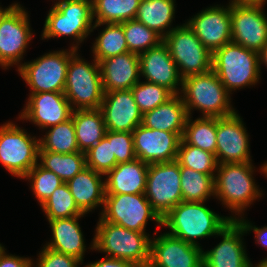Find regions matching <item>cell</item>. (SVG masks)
I'll return each instance as SVG.
<instances>
[{
  "mask_svg": "<svg viewBox=\"0 0 267 267\" xmlns=\"http://www.w3.org/2000/svg\"><path fill=\"white\" fill-rule=\"evenodd\" d=\"M204 202L182 201L163 218L162 225L168 227L169 234L195 246L197 238L219 235L233 217H220L205 207Z\"/></svg>",
  "mask_w": 267,
  "mask_h": 267,
  "instance_id": "obj_1",
  "label": "cell"
},
{
  "mask_svg": "<svg viewBox=\"0 0 267 267\" xmlns=\"http://www.w3.org/2000/svg\"><path fill=\"white\" fill-rule=\"evenodd\" d=\"M92 248L107 253V257L126 260L136 267H148L151 239L143 232L124 228L100 217Z\"/></svg>",
  "mask_w": 267,
  "mask_h": 267,
  "instance_id": "obj_2",
  "label": "cell"
},
{
  "mask_svg": "<svg viewBox=\"0 0 267 267\" xmlns=\"http://www.w3.org/2000/svg\"><path fill=\"white\" fill-rule=\"evenodd\" d=\"M260 68L259 53L241 45L231 42L213 52L212 71L230 93L258 82Z\"/></svg>",
  "mask_w": 267,
  "mask_h": 267,
  "instance_id": "obj_3",
  "label": "cell"
},
{
  "mask_svg": "<svg viewBox=\"0 0 267 267\" xmlns=\"http://www.w3.org/2000/svg\"><path fill=\"white\" fill-rule=\"evenodd\" d=\"M181 92L189 116L193 107L205 117H227L235 113L230 105V93L212 70L183 78Z\"/></svg>",
  "mask_w": 267,
  "mask_h": 267,
  "instance_id": "obj_4",
  "label": "cell"
},
{
  "mask_svg": "<svg viewBox=\"0 0 267 267\" xmlns=\"http://www.w3.org/2000/svg\"><path fill=\"white\" fill-rule=\"evenodd\" d=\"M251 162L218 164L217 175L214 178L215 195L220 198L227 208L239 214L261 192L253 181Z\"/></svg>",
  "mask_w": 267,
  "mask_h": 267,
  "instance_id": "obj_5",
  "label": "cell"
},
{
  "mask_svg": "<svg viewBox=\"0 0 267 267\" xmlns=\"http://www.w3.org/2000/svg\"><path fill=\"white\" fill-rule=\"evenodd\" d=\"M99 63L89 64L77 56L76 51L70 56L67 68L64 94L70 104L78 109H98L104 98Z\"/></svg>",
  "mask_w": 267,
  "mask_h": 267,
  "instance_id": "obj_6",
  "label": "cell"
},
{
  "mask_svg": "<svg viewBox=\"0 0 267 267\" xmlns=\"http://www.w3.org/2000/svg\"><path fill=\"white\" fill-rule=\"evenodd\" d=\"M163 42L182 78L205 74L212 70L213 53L207 49L186 24L165 31ZM180 67V68H179Z\"/></svg>",
  "mask_w": 267,
  "mask_h": 267,
  "instance_id": "obj_7",
  "label": "cell"
},
{
  "mask_svg": "<svg viewBox=\"0 0 267 267\" xmlns=\"http://www.w3.org/2000/svg\"><path fill=\"white\" fill-rule=\"evenodd\" d=\"M93 19L92 0H59L48 13L42 39L66 35L81 43L93 30Z\"/></svg>",
  "mask_w": 267,
  "mask_h": 267,
  "instance_id": "obj_8",
  "label": "cell"
},
{
  "mask_svg": "<svg viewBox=\"0 0 267 267\" xmlns=\"http://www.w3.org/2000/svg\"><path fill=\"white\" fill-rule=\"evenodd\" d=\"M77 46L70 51H56L20 65L18 71L31 88L32 93L62 92L64 93L67 68L70 56L77 51Z\"/></svg>",
  "mask_w": 267,
  "mask_h": 267,
  "instance_id": "obj_9",
  "label": "cell"
},
{
  "mask_svg": "<svg viewBox=\"0 0 267 267\" xmlns=\"http://www.w3.org/2000/svg\"><path fill=\"white\" fill-rule=\"evenodd\" d=\"M180 177L177 160L148 166L145 196L161 218L182 202Z\"/></svg>",
  "mask_w": 267,
  "mask_h": 267,
  "instance_id": "obj_10",
  "label": "cell"
},
{
  "mask_svg": "<svg viewBox=\"0 0 267 267\" xmlns=\"http://www.w3.org/2000/svg\"><path fill=\"white\" fill-rule=\"evenodd\" d=\"M39 140L13 123L0 128V162L14 176L23 178L39 161Z\"/></svg>",
  "mask_w": 267,
  "mask_h": 267,
  "instance_id": "obj_11",
  "label": "cell"
},
{
  "mask_svg": "<svg viewBox=\"0 0 267 267\" xmlns=\"http://www.w3.org/2000/svg\"><path fill=\"white\" fill-rule=\"evenodd\" d=\"M103 207L101 218L104 221L130 230L145 233L148 219L162 225V218L152 208L145 194L105 195Z\"/></svg>",
  "mask_w": 267,
  "mask_h": 267,
  "instance_id": "obj_12",
  "label": "cell"
},
{
  "mask_svg": "<svg viewBox=\"0 0 267 267\" xmlns=\"http://www.w3.org/2000/svg\"><path fill=\"white\" fill-rule=\"evenodd\" d=\"M265 3H231L232 43L259 53L267 43Z\"/></svg>",
  "mask_w": 267,
  "mask_h": 267,
  "instance_id": "obj_13",
  "label": "cell"
},
{
  "mask_svg": "<svg viewBox=\"0 0 267 267\" xmlns=\"http://www.w3.org/2000/svg\"><path fill=\"white\" fill-rule=\"evenodd\" d=\"M27 12L15 3L0 18V65L20 62L32 38Z\"/></svg>",
  "mask_w": 267,
  "mask_h": 267,
  "instance_id": "obj_14",
  "label": "cell"
},
{
  "mask_svg": "<svg viewBox=\"0 0 267 267\" xmlns=\"http://www.w3.org/2000/svg\"><path fill=\"white\" fill-rule=\"evenodd\" d=\"M247 130L235 112L216 117V159L218 164L251 162Z\"/></svg>",
  "mask_w": 267,
  "mask_h": 267,
  "instance_id": "obj_15",
  "label": "cell"
},
{
  "mask_svg": "<svg viewBox=\"0 0 267 267\" xmlns=\"http://www.w3.org/2000/svg\"><path fill=\"white\" fill-rule=\"evenodd\" d=\"M132 135L136 158L142 162L155 164L177 160L181 141L177 133L150 129L140 124Z\"/></svg>",
  "mask_w": 267,
  "mask_h": 267,
  "instance_id": "obj_16",
  "label": "cell"
},
{
  "mask_svg": "<svg viewBox=\"0 0 267 267\" xmlns=\"http://www.w3.org/2000/svg\"><path fill=\"white\" fill-rule=\"evenodd\" d=\"M203 250L169 233L151 240L148 267H203Z\"/></svg>",
  "mask_w": 267,
  "mask_h": 267,
  "instance_id": "obj_17",
  "label": "cell"
},
{
  "mask_svg": "<svg viewBox=\"0 0 267 267\" xmlns=\"http://www.w3.org/2000/svg\"><path fill=\"white\" fill-rule=\"evenodd\" d=\"M229 4L227 8L210 6L187 22L202 44L212 53L232 42L231 3Z\"/></svg>",
  "mask_w": 267,
  "mask_h": 267,
  "instance_id": "obj_18",
  "label": "cell"
},
{
  "mask_svg": "<svg viewBox=\"0 0 267 267\" xmlns=\"http://www.w3.org/2000/svg\"><path fill=\"white\" fill-rule=\"evenodd\" d=\"M75 109L62 92L32 93L19 118L44 129L70 119Z\"/></svg>",
  "mask_w": 267,
  "mask_h": 267,
  "instance_id": "obj_19",
  "label": "cell"
},
{
  "mask_svg": "<svg viewBox=\"0 0 267 267\" xmlns=\"http://www.w3.org/2000/svg\"><path fill=\"white\" fill-rule=\"evenodd\" d=\"M100 110L108 131L133 132L142 124L143 114L134 100L131 89L105 92Z\"/></svg>",
  "mask_w": 267,
  "mask_h": 267,
  "instance_id": "obj_20",
  "label": "cell"
},
{
  "mask_svg": "<svg viewBox=\"0 0 267 267\" xmlns=\"http://www.w3.org/2000/svg\"><path fill=\"white\" fill-rule=\"evenodd\" d=\"M245 229L232 220L219 233L223 240L212 250L202 252L203 267H253L241 240Z\"/></svg>",
  "mask_w": 267,
  "mask_h": 267,
  "instance_id": "obj_21",
  "label": "cell"
},
{
  "mask_svg": "<svg viewBox=\"0 0 267 267\" xmlns=\"http://www.w3.org/2000/svg\"><path fill=\"white\" fill-rule=\"evenodd\" d=\"M139 60L140 75L144 76L147 82L162 86L173 95L179 94L176 86L179 84L182 86L183 78L163 41L139 54Z\"/></svg>",
  "mask_w": 267,
  "mask_h": 267,
  "instance_id": "obj_22",
  "label": "cell"
},
{
  "mask_svg": "<svg viewBox=\"0 0 267 267\" xmlns=\"http://www.w3.org/2000/svg\"><path fill=\"white\" fill-rule=\"evenodd\" d=\"M104 92L129 90L139 82V55L133 52L116 55L99 62Z\"/></svg>",
  "mask_w": 267,
  "mask_h": 267,
  "instance_id": "obj_23",
  "label": "cell"
},
{
  "mask_svg": "<svg viewBox=\"0 0 267 267\" xmlns=\"http://www.w3.org/2000/svg\"><path fill=\"white\" fill-rule=\"evenodd\" d=\"M148 166L137 158L117 164L106 174L105 195L145 194Z\"/></svg>",
  "mask_w": 267,
  "mask_h": 267,
  "instance_id": "obj_24",
  "label": "cell"
},
{
  "mask_svg": "<svg viewBox=\"0 0 267 267\" xmlns=\"http://www.w3.org/2000/svg\"><path fill=\"white\" fill-rule=\"evenodd\" d=\"M188 112L179 94L142 116V125L156 130L177 133L181 138L188 118Z\"/></svg>",
  "mask_w": 267,
  "mask_h": 267,
  "instance_id": "obj_25",
  "label": "cell"
},
{
  "mask_svg": "<svg viewBox=\"0 0 267 267\" xmlns=\"http://www.w3.org/2000/svg\"><path fill=\"white\" fill-rule=\"evenodd\" d=\"M101 175L86 167L67 182L75 204L83 214L100 204L104 206L105 182Z\"/></svg>",
  "mask_w": 267,
  "mask_h": 267,
  "instance_id": "obj_26",
  "label": "cell"
},
{
  "mask_svg": "<svg viewBox=\"0 0 267 267\" xmlns=\"http://www.w3.org/2000/svg\"><path fill=\"white\" fill-rule=\"evenodd\" d=\"M80 217L75 216L48 220L53 239L45 247L83 261L82 258L86 246H84L83 235L77 222Z\"/></svg>",
  "mask_w": 267,
  "mask_h": 267,
  "instance_id": "obj_27",
  "label": "cell"
},
{
  "mask_svg": "<svg viewBox=\"0 0 267 267\" xmlns=\"http://www.w3.org/2000/svg\"><path fill=\"white\" fill-rule=\"evenodd\" d=\"M72 119L79 151L86 152L106 134V125L100 108L73 110Z\"/></svg>",
  "mask_w": 267,
  "mask_h": 267,
  "instance_id": "obj_28",
  "label": "cell"
},
{
  "mask_svg": "<svg viewBox=\"0 0 267 267\" xmlns=\"http://www.w3.org/2000/svg\"><path fill=\"white\" fill-rule=\"evenodd\" d=\"M175 0H141L135 19L165 37L164 29L171 25Z\"/></svg>",
  "mask_w": 267,
  "mask_h": 267,
  "instance_id": "obj_29",
  "label": "cell"
},
{
  "mask_svg": "<svg viewBox=\"0 0 267 267\" xmlns=\"http://www.w3.org/2000/svg\"><path fill=\"white\" fill-rule=\"evenodd\" d=\"M141 0H92L93 29L107 23L120 24L135 19Z\"/></svg>",
  "mask_w": 267,
  "mask_h": 267,
  "instance_id": "obj_30",
  "label": "cell"
},
{
  "mask_svg": "<svg viewBox=\"0 0 267 267\" xmlns=\"http://www.w3.org/2000/svg\"><path fill=\"white\" fill-rule=\"evenodd\" d=\"M38 158L41 160V167L54 172L64 183L86 168V156L81 151L69 154L38 151Z\"/></svg>",
  "mask_w": 267,
  "mask_h": 267,
  "instance_id": "obj_31",
  "label": "cell"
},
{
  "mask_svg": "<svg viewBox=\"0 0 267 267\" xmlns=\"http://www.w3.org/2000/svg\"><path fill=\"white\" fill-rule=\"evenodd\" d=\"M182 201L205 202L215 195V176L197 172L180 165Z\"/></svg>",
  "mask_w": 267,
  "mask_h": 267,
  "instance_id": "obj_32",
  "label": "cell"
},
{
  "mask_svg": "<svg viewBox=\"0 0 267 267\" xmlns=\"http://www.w3.org/2000/svg\"><path fill=\"white\" fill-rule=\"evenodd\" d=\"M190 118L188 116L182 139L189 145L216 154V117L203 116L194 121Z\"/></svg>",
  "mask_w": 267,
  "mask_h": 267,
  "instance_id": "obj_33",
  "label": "cell"
},
{
  "mask_svg": "<svg viewBox=\"0 0 267 267\" xmlns=\"http://www.w3.org/2000/svg\"><path fill=\"white\" fill-rule=\"evenodd\" d=\"M50 128L45 137L39 139V151L61 154L79 151L72 117Z\"/></svg>",
  "mask_w": 267,
  "mask_h": 267,
  "instance_id": "obj_34",
  "label": "cell"
},
{
  "mask_svg": "<svg viewBox=\"0 0 267 267\" xmlns=\"http://www.w3.org/2000/svg\"><path fill=\"white\" fill-rule=\"evenodd\" d=\"M93 46L94 59L101 60L129 52L121 24L107 23Z\"/></svg>",
  "mask_w": 267,
  "mask_h": 267,
  "instance_id": "obj_35",
  "label": "cell"
},
{
  "mask_svg": "<svg viewBox=\"0 0 267 267\" xmlns=\"http://www.w3.org/2000/svg\"><path fill=\"white\" fill-rule=\"evenodd\" d=\"M120 24L124 29L129 52L139 55L159 45L163 41V38L159 34L136 19H131Z\"/></svg>",
  "mask_w": 267,
  "mask_h": 267,
  "instance_id": "obj_36",
  "label": "cell"
},
{
  "mask_svg": "<svg viewBox=\"0 0 267 267\" xmlns=\"http://www.w3.org/2000/svg\"><path fill=\"white\" fill-rule=\"evenodd\" d=\"M177 161L183 167L210 176H215L213 172L218 167L215 154L189 145L182 138L178 147Z\"/></svg>",
  "mask_w": 267,
  "mask_h": 267,
  "instance_id": "obj_37",
  "label": "cell"
},
{
  "mask_svg": "<svg viewBox=\"0 0 267 267\" xmlns=\"http://www.w3.org/2000/svg\"><path fill=\"white\" fill-rule=\"evenodd\" d=\"M41 206L48 220L84 215L75 204L67 183L59 186Z\"/></svg>",
  "mask_w": 267,
  "mask_h": 267,
  "instance_id": "obj_38",
  "label": "cell"
},
{
  "mask_svg": "<svg viewBox=\"0 0 267 267\" xmlns=\"http://www.w3.org/2000/svg\"><path fill=\"white\" fill-rule=\"evenodd\" d=\"M86 167L106 175L116 166V156L112 154V131H106L105 136L85 152Z\"/></svg>",
  "mask_w": 267,
  "mask_h": 267,
  "instance_id": "obj_39",
  "label": "cell"
},
{
  "mask_svg": "<svg viewBox=\"0 0 267 267\" xmlns=\"http://www.w3.org/2000/svg\"><path fill=\"white\" fill-rule=\"evenodd\" d=\"M131 92L142 114L153 110L173 96L168 89L147 81L136 83Z\"/></svg>",
  "mask_w": 267,
  "mask_h": 267,
  "instance_id": "obj_40",
  "label": "cell"
},
{
  "mask_svg": "<svg viewBox=\"0 0 267 267\" xmlns=\"http://www.w3.org/2000/svg\"><path fill=\"white\" fill-rule=\"evenodd\" d=\"M32 180V190L42 205L64 182L54 172L41 167L38 163L23 177Z\"/></svg>",
  "mask_w": 267,
  "mask_h": 267,
  "instance_id": "obj_41",
  "label": "cell"
},
{
  "mask_svg": "<svg viewBox=\"0 0 267 267\" xmlns=\"http://www.w3.org/2000/svg\"><path fill=\"white\" fill-rule=\"evenodd\" d=\"M112 154L116 156V165L136 159L132 132L112 131Z\"/></svg>",
  "mask_w": 267,
  "mask_h": 267,
  "instance_id": "obj_42",
  "label": "cell"
},
{
  "mask_svg": "<svg viewBox=\"0 0 267 267\" xmlns=\"http://www.w3.org/2000/svg\"><path fill=\"white\" fill-rule=\"evenodd\" d=\"M37 267H77L81 262L77 258L44 247L39 254Z\"/></svg>",
  "mask_w": 267,
  "mask_h": 267,
  "instance_id": "obj_43",
  "label": "cell"
},
{
  "mask_svg": "<svg viewBox=\"0 0 267 267\" xmlns=\"http://www.w3.org/2000/svg\"><path fill=\"white\" fill-rule=\"evenodd\" d=\"M32 260L15 255H7L0 245V267H32Z\"/></svg>",
  "mask_w": 267,
  "mask_h": 267,
  "instance_id": "obj_44",
  "label": "cell"
},
{
  "mask_svg": "<svg viewBox=\"0 0 267 267\" xmlns=\"http://www.w3.org/2000/svg\"><path fill=\"white\" fill-rule=\"evenodd\" d=\"M241 226L245 229L246 233L249 230H253L256 234L255 239H257V243L261 244L263 247L267 248V226L263 227V228H258L256 226H251V224L246 221H244V219H236Z\"/></svg>",
  "mask_w": 267,
  "mask_h": 267,
  "instance_id": "obj_45",
  "label": "cell"
},
{
  "mask_svg": "<svg viewBox=\"0 0 267 267\" xmlns=\"http://www.w3.org/2000/svg\"><path fill=\"white\" fill-rule=\"evenodd\" d=\"M86 267H136V266L126 260L104 257L102 260L86 265Z\"/></svg>",
  "mask_w": 267,
  "mask_h": 267,
  "instance_id": "obj_46",
  "label": "cell"
},
{
  "mask_svg": "<svg viewBox=\"0 0 267 267\" xmlns=\"http://www.w3.org/2000/svg\"><path fill=\"white\" fill-rule=\"evenodd\" d=\"M263 63L267 66V43L264 45L263 49L259 52V65Z\"/></svg>",
  "mask_w": 267,
  "mask_h": 267,
  "instance_id": "obj_47",
  "label": "cell"
},
{
  "mask_svg": "<svg viewBox=\"0 0 267 267\" xmlns=\"http://www.w3.org/2000/svg\"><path fill=\"white\" fill-rule=\"evenodd\" d=\"M266 0H233L231 3H265Z\"/></svg>",
  "mask_w": 267,
  "mask_h": 267,
  "instance_id": "obj_48",
  "label": "cell"
},
{
  "mask_svg": "<svg viewBox=\"0 0 267 267\" xmlns=\"http://www.w3.org/2000/svg\"><path fill=\"white\" fill-rule=\"evenodd\" d=\"M255 267H267V259L262 260L257 266Z\"/></svg>",
  "mask_w": 267,
  "mask_h": 267,
  "instance_id": "obj_49",
  "label": "cell"
},
{
  "mask_svg": "<svg viewBox=\"0 0 267 267\" xmlns=\"http://www.w3.org/2000/svg\"><path fill=\"white\" fill-rule=\"evenodd\" d=\"M262 172H264L267 176V163H265L263 166H262Z\"/></svg>",
  "mask_w": 267,
  "mask_h": 267,
  "instance_id": "obj_50",
  "label": "cell"
},
{
  "mask_svg": "<svg viewBox=\"0 0 267 267\" xmlns=\"http://www.w3.org/2000/svg\"><path fill=\"white\" fill-rule=\"evenodd\" d=\"M8 9H9V7L4 9V10H3V8L1 9V7H0V18Z\"/></svg>",
  "mask_w": 267,
  "mask_h": 267,
  "instance_id": "obj_51",
  "label": "cell"
}]
</instances>
